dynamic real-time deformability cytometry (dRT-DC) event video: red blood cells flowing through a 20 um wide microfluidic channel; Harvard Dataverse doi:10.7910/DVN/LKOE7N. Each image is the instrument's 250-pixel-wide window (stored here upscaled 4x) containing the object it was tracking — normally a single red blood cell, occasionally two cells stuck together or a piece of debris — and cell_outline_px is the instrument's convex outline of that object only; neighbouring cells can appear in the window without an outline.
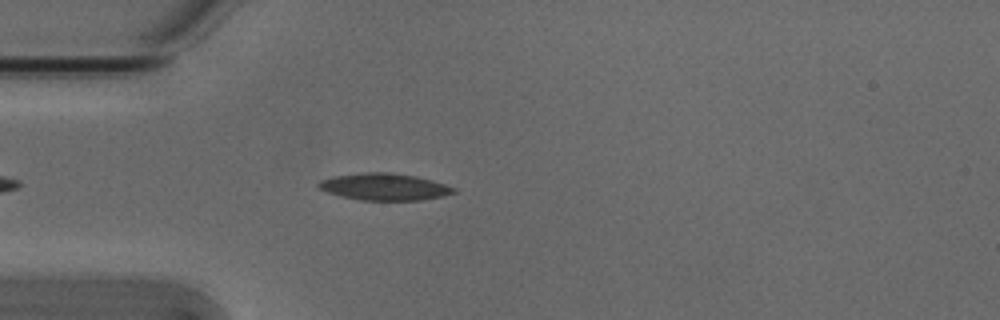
{"species": "Egyptian fruit bat (a non-hibernating species)", "species_latin": "Rousettus aegyptiacus", "temperature_condition": "cold", "stored_images_in_passage": 44, "camera_frame_rate_fps": 3000, "um_per_image_px": 0.085, "animal": {"sex": "male"}, "frame": {"image": 1, "passage_image": 6, "time_ms": 1.667, "image_size_px": [1000, 320], "cell_outline_px": [[456, 192], [444, 196], [420, 200], [360, 200], [340, 196], [328, 192], [320, 188], [316, 184], [320, 180], [336, 176], [368, 172], [388, 172], [416, 176], [444, 184], [456, 188]], "centroid_in_image_um": [32.68, 15.88], "position_along_channel_um": 52.3, "area_um2": 20.98}}
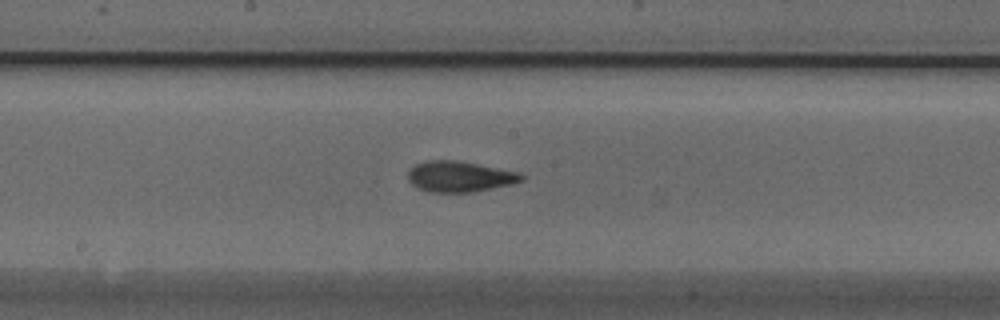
{"frame": {"image": 2, "passage_image": 19, "time_ms": 6.0, "image_size_px": [1000, 320], "cell_outline_px": [[528, 176], [524, 180], [512, 184], [472, 192], [428, 192], [416, 188], [408, 180], [408, 172], [416, 164], [428, 160], [456, 160], [520, 172]], "centroid_in_image_um": [39.1, 15.01], "position_along_channel_um": 209.1, "area_um2": 20.46}}
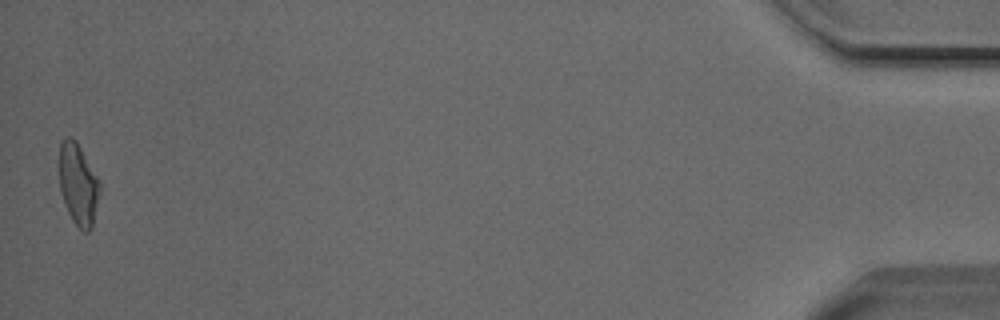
{"frame": {"image": 3, "passage_image": 44, "time_ms": 14.333, "image_size_px": [1000, 320], "cell_outline_px": [[100, 192], [92, 228], [88, 232], [84, 232], [72, 220], [64, 204], [60, 192], [60, 140], [64, 136], [72, 136], [76, 140], [100, 180]], "centroid_in_image_um": [6.65, 15.64], "position_along_channel_um": 428.5, "area_um2": 19.48}, "authors_computed_cell_mechanics": {"area_um2": 19.5075, "velocity_mm_per_s": 3.814, "shape_relaxation_time_tau1_ms": 4.0355, "shape_relaxation_time_tau2_ms": 2.0224, "deformation_change_tau1": 0.1604, "deformation_change_tau2": 0.0975}}